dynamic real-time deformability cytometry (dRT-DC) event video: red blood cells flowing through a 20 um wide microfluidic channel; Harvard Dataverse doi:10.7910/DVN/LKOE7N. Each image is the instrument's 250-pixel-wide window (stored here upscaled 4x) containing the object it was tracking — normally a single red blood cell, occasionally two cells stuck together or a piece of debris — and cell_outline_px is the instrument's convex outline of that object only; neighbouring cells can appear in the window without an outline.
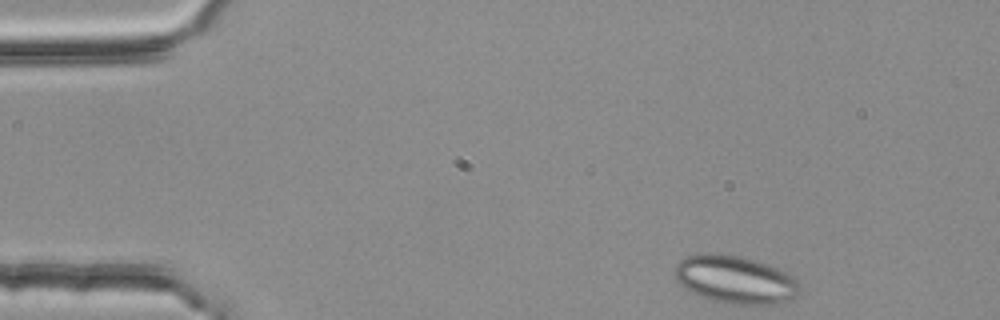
{"species": "common noctule bat (a hibernating species)", "species_latin": "Nyctalus noctula", "temperature_condition": "room temperature", "stored_images_in_passage": 3, "camera_frame_rate_fps": 3000, "um_per_image_px": 0.085, "animal": {"sex": "female", "body_mass_g": 25.1}, "frame": {"image": 1, "passage_image": 1, "time_ms": 0.0, "image_size_px": [1000, 320], "cell_outline_px": [[800, 288], [784, 304], [732, 304], [712, 300], [700, 296], [684, 288], [676, 280], [676, 264], [684, 256], [740, 256], [756, 260], [776, 268], [792, 276], [796, 280]], "centroid_in_image_um": [62.5, 23.81], "position_along_channel_um": 22.5, "area_um2": 33.81}}